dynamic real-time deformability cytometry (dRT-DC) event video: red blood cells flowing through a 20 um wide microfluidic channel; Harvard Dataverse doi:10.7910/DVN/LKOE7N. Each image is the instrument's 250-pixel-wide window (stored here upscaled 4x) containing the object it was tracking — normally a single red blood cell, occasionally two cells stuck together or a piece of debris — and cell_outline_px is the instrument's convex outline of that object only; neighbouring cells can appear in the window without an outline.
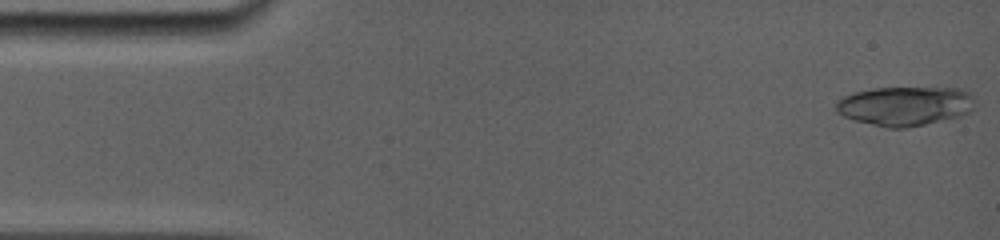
{"species": "common noctule bat (a hibernating species)", "species_latin": "Nyctalus noctula", "temperature_condition": "room temperature", "stored_images_in_passage": 9, "camera_frame_rate_fps": 5000, "um_per_image_px": 0.085, "animal": {"sex": "female", "body_mass_g": 19.0, "forearm_length_mm": 56.7}, "frame": {"image": 1, "passage_image": 1, "time_ms": 0.0, "image_size_px": [1000, 240], "cell_outline_px": [[972, 108], [968, 112], [960, 116], [908, 128], [888, 128], [856, 120], [844, 116], [836, 112], [836, 100], [844, 96], [856, 92], [872, 88], [960, 88], [968, 92], [972, 96]], "centroid_in_image_um": [76.89, 9.0], "position_along_channel_um": 8.1, "area_um2": 31.5}}
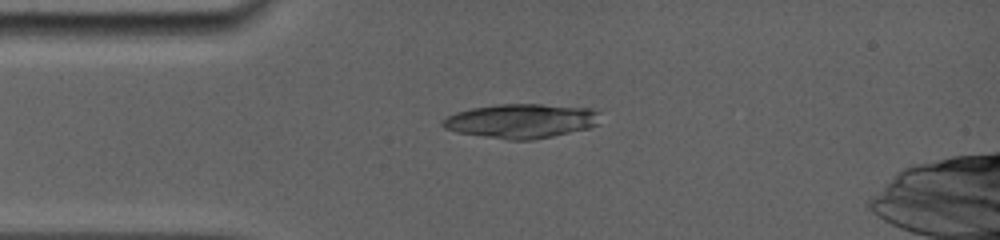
{"frame": {"image": 2, "passage_image": 9, "time_ms": 3.4, "image_size_px": [1000, 240], "cell_outline_px": [[600, 112], [596, 124], [588, 128], [552, 136], [532, 140], [508, 140], [456, 132], [444, 128], [440, 124], [440, 120], [456, 112], [472, 108], [500, 104], [540, 104], [592, 108]], "centroid_in_image_um": [44.27, 10.28], "position_along_channel_um": 40.7, "area_um2": 31.44}}